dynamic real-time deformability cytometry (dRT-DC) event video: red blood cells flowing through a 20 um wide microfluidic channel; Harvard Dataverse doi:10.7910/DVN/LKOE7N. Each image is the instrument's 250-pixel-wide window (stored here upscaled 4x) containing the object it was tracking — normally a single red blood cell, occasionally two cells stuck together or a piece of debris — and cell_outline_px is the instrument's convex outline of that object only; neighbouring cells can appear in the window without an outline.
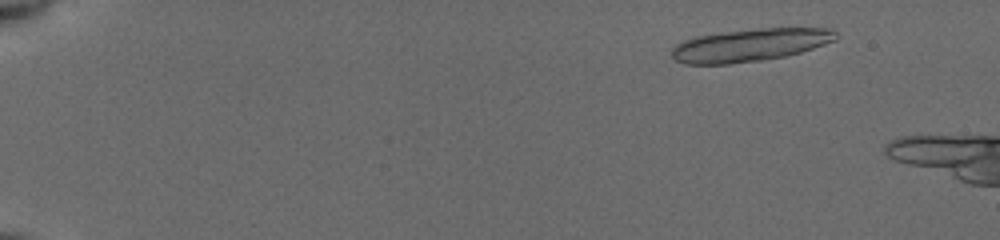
{"species": "common noctule bat (a hibernating species)", "species_latin": "Nyctalus noctula", "temperature_condition": "cold", "stored_images_in_passage": 12, "camera_frame_rate_fps": 3000, "um_per_image_px": 0.085, "animal": {"sex": "female", "body_mass_g": 19.5, "forearm_length_mm": 54.1}, "frame": {"image": 1, "passage_image": 6, "time_ms": 1.667, "image_size_px": [1000, 240], "cell_outline_px": [[840, 36], [836, 40], [800, 52], [784, 56], [760, 60], [728, 64], [684, 64], [672, 60], [672, 48], [676, 44], [684, 40], [696, 36], [720, 32], [760, 28], [828, 28], [836, 32]], "centroid_in_image_um": [63.71, 3.83], "position_along_channel_um": 21.3, "area_um2": 31.33}}